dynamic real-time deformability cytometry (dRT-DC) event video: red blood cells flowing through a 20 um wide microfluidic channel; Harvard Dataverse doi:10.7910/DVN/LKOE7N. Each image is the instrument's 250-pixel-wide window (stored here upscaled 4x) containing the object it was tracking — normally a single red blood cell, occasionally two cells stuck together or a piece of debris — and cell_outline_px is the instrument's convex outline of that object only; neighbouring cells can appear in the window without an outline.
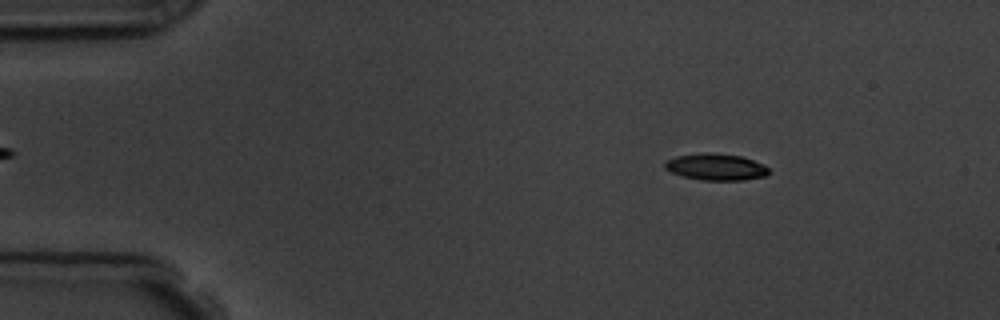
{"species": "common noctule bat (a hibernating species)", "species_latin": "Nyctalus noctula", "temperature_condition": "room temperature", "stored_images_in_passage": 6, "camera_frame_rate_fps": 3000, "um_per_image_px": 0.085, "animal": {"sex": "male", "body_mass_g": 19.5, "forearm_length_mm": 54.6}, "frame": {"image": 1, "passage_image": 2, "time_ms": 1.333, "image_size_px": [1000, 320], "cell_outline_px": [[768, 172], [764, 176], [744, 180], [704, 180], [684, 176], [672, 172], [664, 168], [664, 160], [676, 156], [704, 152], [712, 152], [744, 156], [764, 164], [768, 168]], "centroid_in_image_um": [60.85, 14.17], "position_along_channel_um": 24.2, "area_um2": 16.24}}
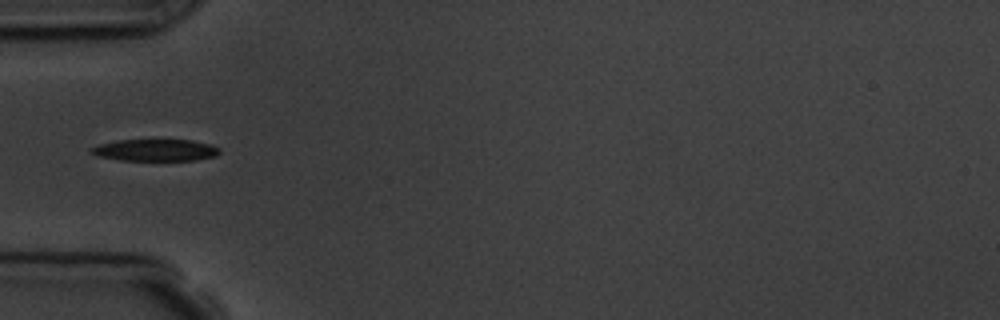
{"frame": {"image": 2, "passage_image": 5, "time_ms": 4.667, "image_size_px": [1000, 320], "cell_outline_px": [[220, 152], [216, 156], [196, 160], [120, 160], [96, 156], [88, 152], [92, 148], [100, 144], [120, 140], [192, 140], [212, 144], [220, 148]], "centroid_in_image_um": [13.23, 12.76], "position_along_channel_um": 71.8, "area_um2": 16.36}}